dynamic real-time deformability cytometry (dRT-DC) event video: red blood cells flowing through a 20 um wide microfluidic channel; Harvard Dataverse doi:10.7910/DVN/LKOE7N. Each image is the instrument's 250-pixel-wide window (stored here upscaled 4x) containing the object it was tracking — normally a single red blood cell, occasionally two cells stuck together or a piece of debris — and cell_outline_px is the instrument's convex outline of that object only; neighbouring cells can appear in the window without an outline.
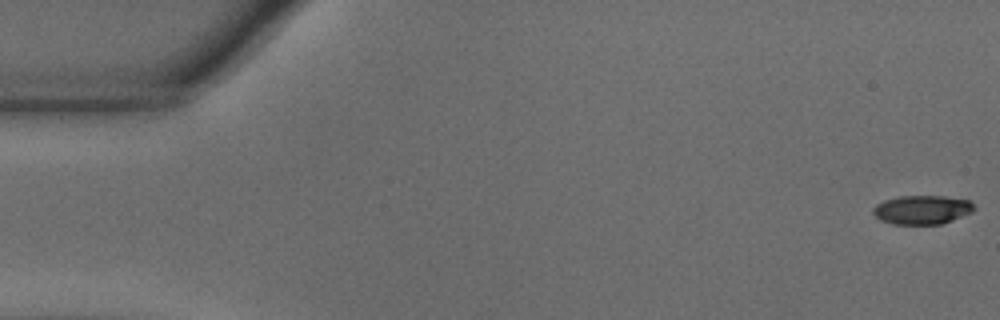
{"species": "common noctule bat (a hibernating species)", "species_latin": "Nyctalus noctula", "temperature_condition": "warm", "stored_images_in_passage": 55, "camera_frame_rate_fps": 3000, "um_per_image_px": 0.085, "animal": {"sex": "male", "body_mass_g": 18.8}, "frame": {"image": 1, "passage_image": 1, "time_ms": 0.0, "image_size_px": [1000, 320], "cell_outline_px": [[976, 208], [972, 212], [952, 220], [940, 224], [892, 224], [880, 220], [872, 212], [872, 208], [876, 204], [884, 200], [900, 196], [944, 196], [968, 200]], "centroid_in_image_um": [78.35, 17.83], "position_along_channel_um": 6.6, "area_um2": 16.99}}
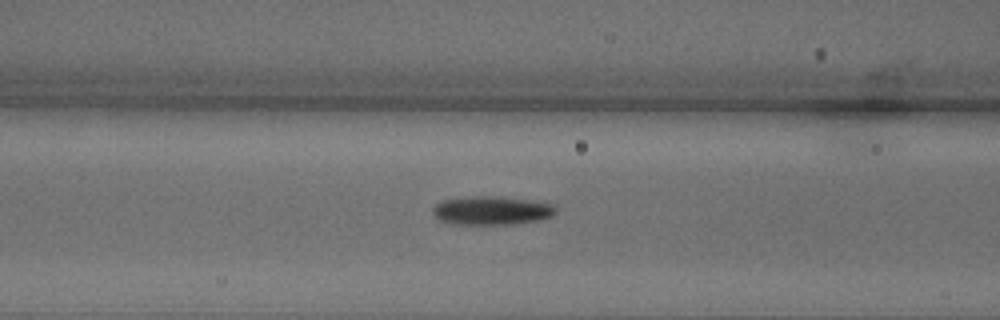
{"frame": {"image": 2, "passage_image": 22, "time_ms": 7.0, "image_size_px": [1000, 320], "cell_outline_px": [[556, 212], [552, 216], [540, 220], [508, 224], [456, 224], [440, 220], [432, 212], [432, 208], [440, 200], [472, 196], [496, 196], [552, 204], [556, 208]], "centroid_in_image_um": [41.75, 17.89], "position_along_channel_um": 124.8, "area_um2": 20.29}}
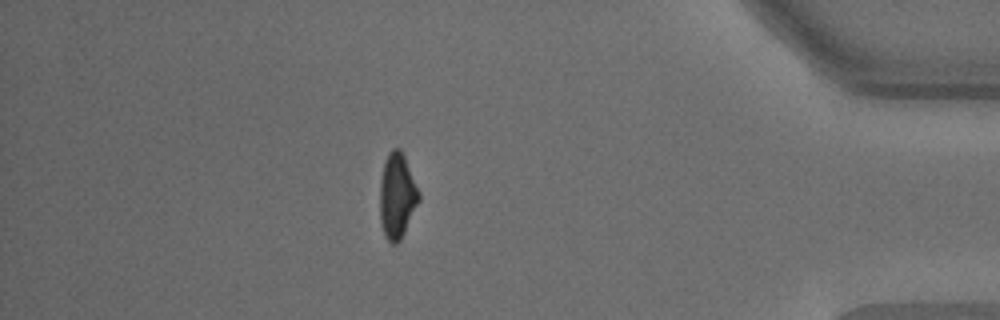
{"frame": {"image": 3, "passage_image": 48, "time_ms": 15.667, "image_size_px": [1000, 320], "cell_outline_px": [[420, 200], [400, 240], [396, 244], [392, 244], [384, 236], [380, 224], [380, 180], [384, 160], [388, 152], [392, 148], [400, 148], [404, 156], [420, 192]], "centroid_in_image_um": [33.74, 16.64], "position_along_channel_um": 401.5, "area_um2": 19.54}, "authors_computed_cell_mechanics": {"area_um2": 19.1318, "velocity_mm_per_s": 3.6775, "shape_relaxation_time_tau1_ms": 3.4985, "shape_relaxation_time_tau2_ms": 3.6234, "deformation_change_tau1": 0.1733, "deformation_change_tau2": 0.1126}}